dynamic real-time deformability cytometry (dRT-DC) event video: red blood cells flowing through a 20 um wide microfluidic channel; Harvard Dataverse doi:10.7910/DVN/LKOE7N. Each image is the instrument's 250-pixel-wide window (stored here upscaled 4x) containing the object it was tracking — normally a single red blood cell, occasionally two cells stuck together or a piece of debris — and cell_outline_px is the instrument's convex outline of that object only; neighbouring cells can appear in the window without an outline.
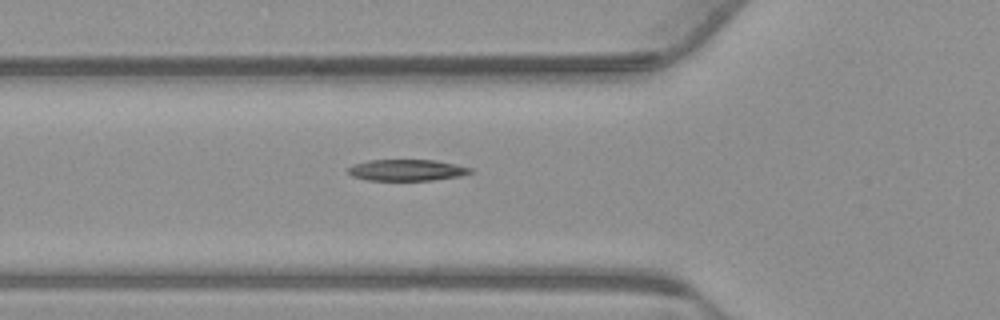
{"species": "common noctule bat (a hibernating species)", "species_latin": "Nyctalus noctula", "temperature_condition": "warm", "stored_images_in_passage": 33, "camera_frame_rate_fps": 3000, "um_per_image_px": 0.085, "animal": {"sex": "male", "body_mass_g": 23.1, "forearm_length_mm": 52.7}, "frame": {"image": 1, "passage_image": 2, "time_ms": 0.333, "image_size_px": [1000, 320], "cell_outline_px": [[472, 172], [460, 176], [432, 180], [368, 180], [352, 176], [348, 172], [348, 168], [352, 164], [368, 160], [432, 160], [456, 164], [472, 168]], "centroid_in_image_um": [34.56, 14.45], "position_along_channel_um": 91.2, "area_um2": 15.14}}
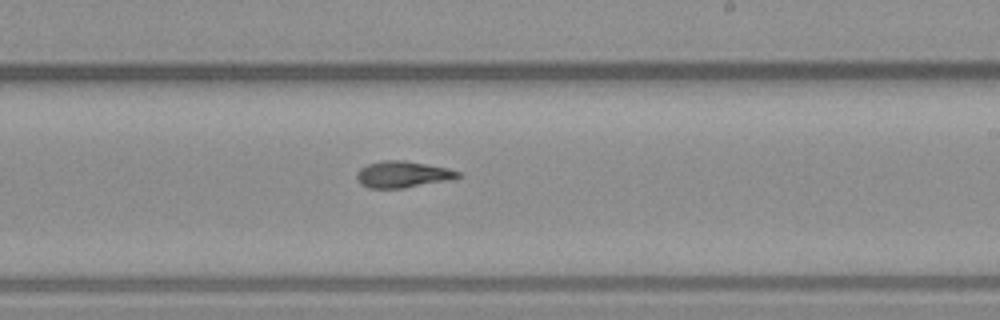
{"frame": {"image": 2, "passage_image": 15, "time_ms": 4.667, "image_size_px": [1000, 320], "cell_outline_px": [[460, 176], [444, 180], [404, 188], [368, 188], [360, 184], [356, 176], [356, 172], [360, 168], [368, 164], [380, 160], [404, 160], [448, 168], [460, 172]], "centroid_in_image_um": [34.15, 14.81], "position_along_channel_um": 254.9, "area_um2": 15.43}}
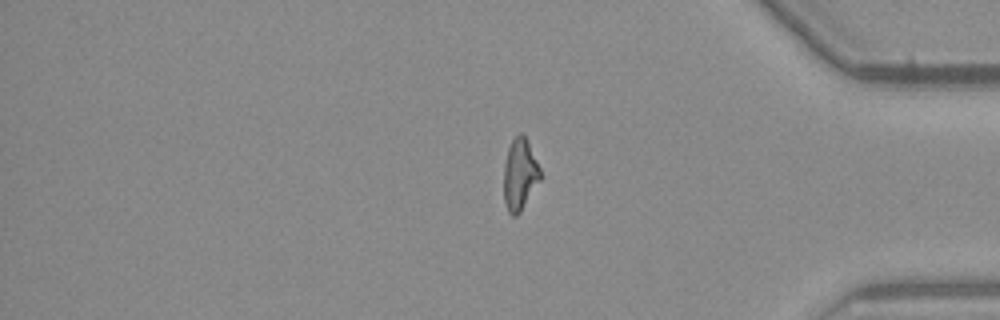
{"frame": {"image": 3, "passage_image": 28, "time_ms": 9.0, "image_size_px": [1000, 320], "cell_outline_px": [[540, 180], [520, 212], [516, 216], [512, 216], [508, 212], [504, 204], [504, 164], [508, 148], [512, 140], [520, 132], [528, 140], [540, 168]], "centroid_in_image_um": [44.17, 14.83], "position_along_channel_um": 391.0, "area_um2": 15.2}}